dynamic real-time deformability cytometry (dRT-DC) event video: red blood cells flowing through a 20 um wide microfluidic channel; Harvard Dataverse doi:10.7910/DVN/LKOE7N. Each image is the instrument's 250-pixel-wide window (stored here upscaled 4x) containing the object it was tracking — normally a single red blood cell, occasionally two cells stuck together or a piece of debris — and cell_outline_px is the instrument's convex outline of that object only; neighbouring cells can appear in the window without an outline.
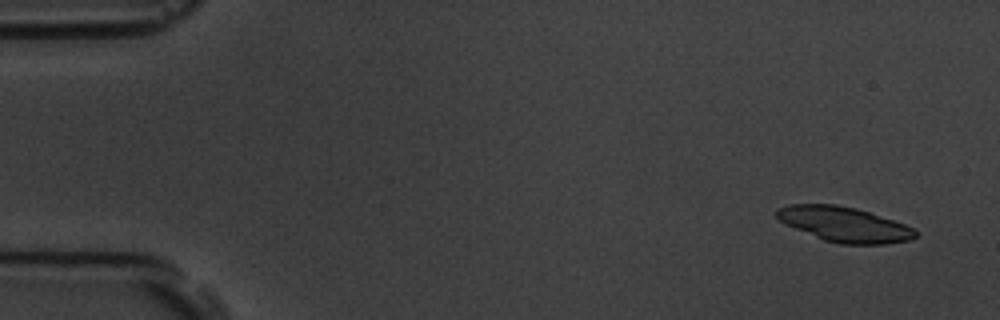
{"species": "common noctule bat (a hibernating species)", "species_latin": "Nyctalus noctula", "temperature_condition": "room temperature", "stored_images_in_passage": 4, "camera_frame_rate_fps": 3000, "um_per_image_px": 0.085, "animal": {"sex": "male", "body_mass_g": 19.5, "forearm_length_mm": 54.6}, "frame": {"image": 1, "passage_image": 1, "time_ms": 0.0, "image_size_px": [1000, 320], "cell_outline_px": [[916, 236], [912, 240], [884, 244], [840, 244], [824, 240], [784, 224], [776, 216], [776, 208], [788, 204], [836, 204], [856, 208], [916, 228]], "centroid_in_image_um": [71.75, 19.07], "position_along_channel_um": 13.3, "area_um2": 28.26}}